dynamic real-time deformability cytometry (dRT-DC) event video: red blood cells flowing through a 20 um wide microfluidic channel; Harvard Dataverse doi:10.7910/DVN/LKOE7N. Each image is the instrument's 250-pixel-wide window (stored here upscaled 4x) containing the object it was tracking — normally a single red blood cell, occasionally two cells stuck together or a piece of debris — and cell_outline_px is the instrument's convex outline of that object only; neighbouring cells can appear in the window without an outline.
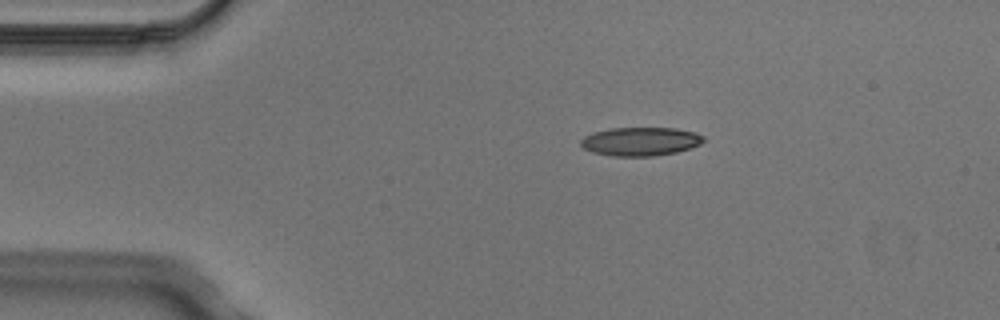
{"species": "Egyptian fruit bat (a non-hibernating species)", "species_latin": "Rousettus aegyptiacus", "temperature_condition": "cold", "stored_images_in_passage": 3, "segment_of_instrument_passage": [1, 2], "camera_frame_rate_fps": 3000, "um_per_image_px": 0.085, "animal": {"sex": "male"}, "frame": {"image": 1, "passage_image": 1, "time_ms": 0.0, "image_size_px": [1000, 320], "cell_outline_px": [[704, 140], [700, 144], [692, 148], [676, 152], [652, 156], [612, 156], [592, 152], [584, 148], [580, 144], [580, 140], [584, 136], [592, 132], [612, 128], [676, 128], [696, 132], [704, 136]], "centroid_in_image_um": [54.44, 12.02], "position_along_channel_um": 30.6, "area_um2": 20.58}}